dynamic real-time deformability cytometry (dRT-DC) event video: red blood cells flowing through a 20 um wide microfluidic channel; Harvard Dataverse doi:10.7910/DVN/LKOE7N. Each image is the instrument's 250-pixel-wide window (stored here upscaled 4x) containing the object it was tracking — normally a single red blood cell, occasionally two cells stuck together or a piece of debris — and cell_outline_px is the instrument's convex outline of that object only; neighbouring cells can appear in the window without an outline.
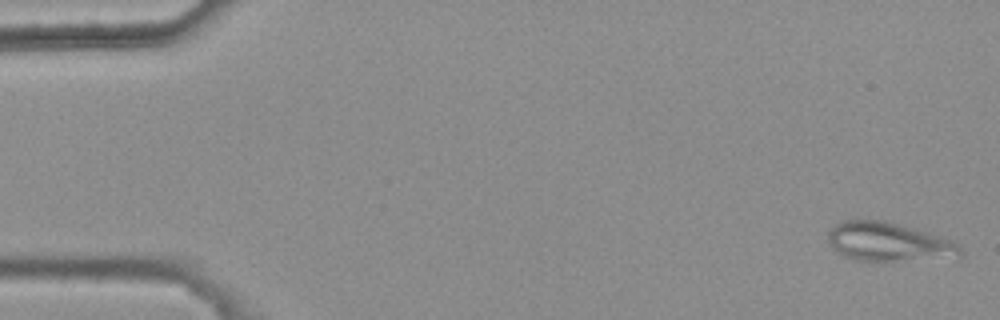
{"species": "common noctule bat (a hibernating species)", "species_latin": "Nyctalus noctula", "temperature_condition": "warm", "stored_images_in_passage": 5, "camera_frame_rate_fps": 3000, "um_per_image_px": 0.085, "animal": {"sex": "female", "body_mass_g": 25.1}, "frame": {"image": 1, "passage_image": 1, "time_ms": 0.0, "image_size_px": [1000, 320], "cell_outline_px": [[964, 256], [956, 260], [856, 260], [844, 256], [836, 252], [832, 248], [828, 240], [828, 232], [840, 220], [888, 220], [916, 228], [956, 240], [964, 252]], "centroid_in_image_um": [75.68, 20.57], "position_along_channel_um": 9.3, "area_um2": 31.04}}